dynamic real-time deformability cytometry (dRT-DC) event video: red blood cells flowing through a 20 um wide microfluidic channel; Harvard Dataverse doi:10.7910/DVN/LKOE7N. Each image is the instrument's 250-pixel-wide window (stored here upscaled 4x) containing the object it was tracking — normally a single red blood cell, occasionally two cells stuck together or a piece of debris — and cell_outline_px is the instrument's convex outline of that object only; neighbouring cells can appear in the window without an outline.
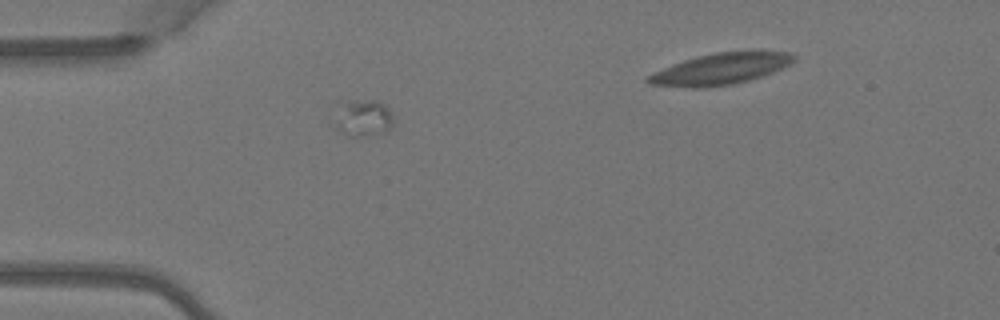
{"species": "Egyptian fruit bat (a non-hibernating species)", "species_latin": "Rousettus aegyptiacus", "temperature_condition": "warm", "stored_images_in_passage": 3, "segment_of_instrument_passage": [1, 2], "camera_frame_rate_fps": 3000, "um_per_image_px": 0.085, "animal": {"sex": "female"}, "frame": {"image": 1, "passage_image": 2, "time_ms": 0.333, "image_size_px": [1000, 320], "cell_outline_px": [[392, 128], [384, 132], [360, 136], [348, 136], [340, 132], [336, 128], [336, 124], [340, 100], [380, 100], [392, 112]], "centroid_in_image_um": [30.88, 10.0], "position_along_channel_um": 54.1, "area_um2": 12.72}}